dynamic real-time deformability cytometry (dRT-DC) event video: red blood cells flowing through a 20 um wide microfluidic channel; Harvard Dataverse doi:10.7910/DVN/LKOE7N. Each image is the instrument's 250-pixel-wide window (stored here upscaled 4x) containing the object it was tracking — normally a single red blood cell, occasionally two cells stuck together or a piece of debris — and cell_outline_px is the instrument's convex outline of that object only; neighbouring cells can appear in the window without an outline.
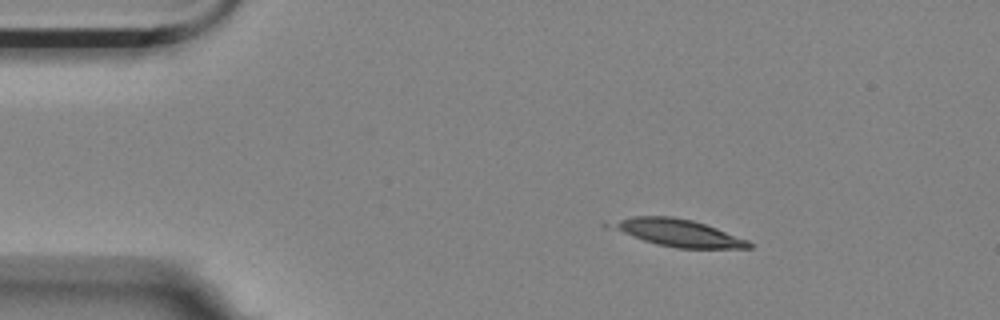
{"species": "Egyptian fruit bat (a non-hibernating species)", "species_latin": "Rousettus aegyptiacus", "temperature_condition": "room temperature", "stored_images_in_passage": 4, "camera_frame_rate_fps": 3000, "um_per_image_px": 0.085, "animal": {"sex": "female"}, "frame": {"image": 1, "passage_image": 2, "time_ms": 0.333, "image_size_px": [1000, 320], "cell_outline_px": [[752, 248], [676, 248], [656, 244], [604, 228], [600, 224], [632, 216], [672, 216], [692, 220], [716, 228], [748, 240], [752, 244]], "centroid_in_image_um": [57.48, 19.77], "position_along_channel_um": 27.5, "area_um2": 22.2}}